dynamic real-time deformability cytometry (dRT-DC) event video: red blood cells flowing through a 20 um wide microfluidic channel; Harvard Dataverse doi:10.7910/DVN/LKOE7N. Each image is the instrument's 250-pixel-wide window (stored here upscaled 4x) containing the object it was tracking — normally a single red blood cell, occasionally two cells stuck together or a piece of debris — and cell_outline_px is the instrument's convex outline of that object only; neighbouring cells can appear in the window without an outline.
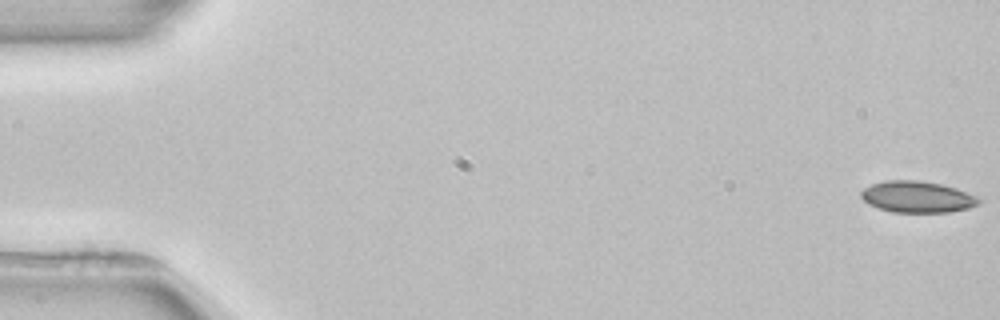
{"species": "common noctule bat (a hibernating species)", "species_latin": "Nyctalus noctula", "temperature_condition": "room temperature", "stored_images_in_passage": 5, "camera_frame_rate_fps": 3000, "um_per_image_px": 0.085, "animal": {"sex": "female", "body_mass_g": 22.7, "forearm_length_mm": 54.2}, "frame": {"image": 1, "passage_image": 1, "time_ms": 0.0, "image_size_px": [1000, 320], "cell_outline_px": [[984, 200], [980, 204], [968, 208], [948, 212], [892, 212], [868, 204], [860, 196], [860, 192], [864, 188], [872, 184], [884, 180], [920, 180], [940, 184], [956, 188], [976, 196]], "centroid_in_image_um": [77.98, 16.73], "position_along_channel_um": 7.0, "area_um2": 21.62}}
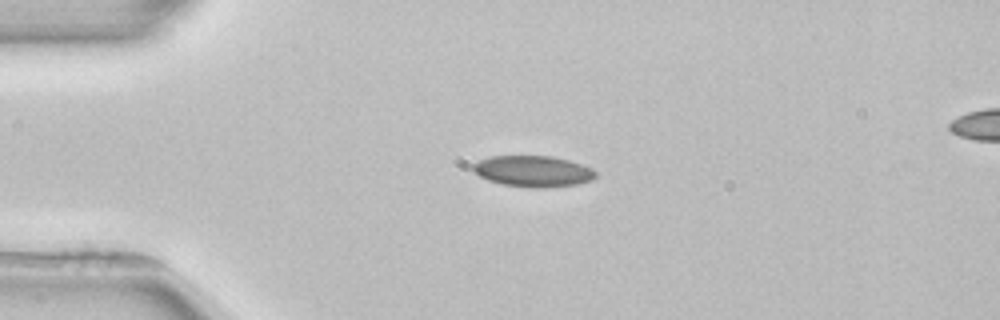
{"frame": {"image": 2, "passage_image": 4, "time_ms": 4.0, "image_size_px": [1000, 320], "cell_outline_px": [[596, 176], [592, 180], [576, 184], [544, 188], [532, 188], [504, 184], [488, 180], [480, 176], [472, 168], [472, 164], [488, 156], [552, 156], [568, 160], [592, 168], [596, 172]], "centroid_in_image_um": [45.31, 14.55], "position_along_channel_um": 39.7, "area_um2": 22.14}}